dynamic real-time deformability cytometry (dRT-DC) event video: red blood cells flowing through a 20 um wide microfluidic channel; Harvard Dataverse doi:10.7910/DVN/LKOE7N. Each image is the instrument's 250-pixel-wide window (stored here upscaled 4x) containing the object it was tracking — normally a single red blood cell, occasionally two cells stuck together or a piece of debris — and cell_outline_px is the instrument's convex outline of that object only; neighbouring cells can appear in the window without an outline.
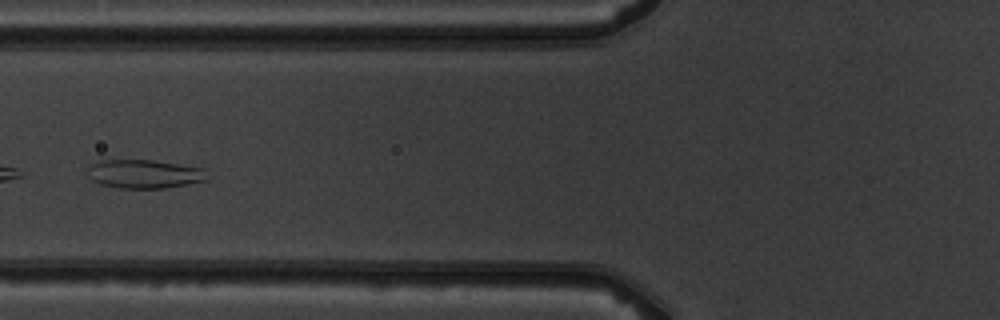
{"species": "common noctule bat (a hibernating species)", "species_latin": "Nyctalus noctula", "temperature_condition": "warm", "stored_images_in_passage": 7, "camera_frame_rate_fps": 3000, "um_per_image_px": 0.085, "animal": {"sex": "male", "body_mass_g": 19.5, "forearm_length_mm": 54.6}, "frame": {"image": 1, "passage_image": 6, "time_ms": 6.667, "image_size_px": [1000, 320], "cell_outline_px": [[208, 180], [188, 184], [164, 188], [120, 188], [100, 184], [92, 180], [88, 176], [88, 168], [92, 164], [100, 160], [152, 160], [204, 168]], "centroid_in_image_um": [12.26, 14.79], "position_along_channel_um": 113.5, "area_um2": 19.94}}